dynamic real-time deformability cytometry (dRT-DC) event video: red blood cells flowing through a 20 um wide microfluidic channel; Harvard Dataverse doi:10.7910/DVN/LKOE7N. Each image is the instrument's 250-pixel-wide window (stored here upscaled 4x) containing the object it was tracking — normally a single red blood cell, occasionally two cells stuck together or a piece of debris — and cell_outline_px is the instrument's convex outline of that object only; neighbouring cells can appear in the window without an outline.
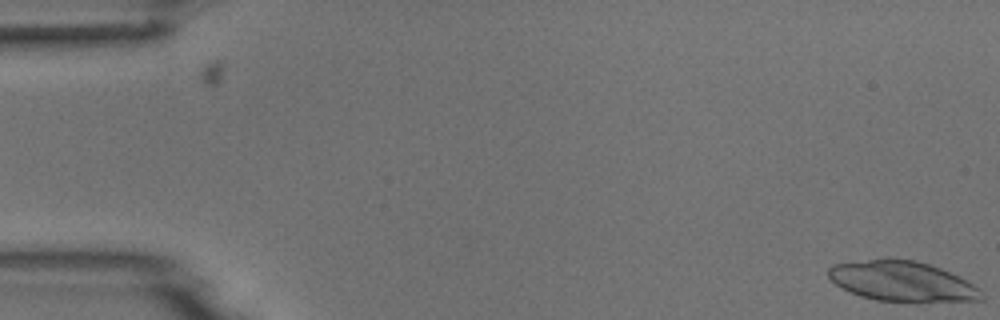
{"species": "common noctule bat (a hibernating species)", "species_latin": "Nyctalus noctula", "temperature_condition": "room temperature", "stored_images_in_passage": 4, "segment_of_instrument_passage": [2, 2], "camera_frame_rate_fps": 3000, "um_per_image_px": 0.085, "animal": {"sex": "male", "body_mass_g": 18.8}, "frame": {"image": 1, "passage_image": 4, "time_ms": 4.333, "image_size_px": [1000, 320], "cell_outline_px": [[984, 300], [876, 300], [860, 296], [836, 284], [828, 276], [828, 268], [832, 264], [868, 260], [916, 260], [940, 268], [980, 288]], "centroid_in_image_um": [76.65, 23.9], "position_along_channel_um": 8.4, "area_um2": 34.39}}